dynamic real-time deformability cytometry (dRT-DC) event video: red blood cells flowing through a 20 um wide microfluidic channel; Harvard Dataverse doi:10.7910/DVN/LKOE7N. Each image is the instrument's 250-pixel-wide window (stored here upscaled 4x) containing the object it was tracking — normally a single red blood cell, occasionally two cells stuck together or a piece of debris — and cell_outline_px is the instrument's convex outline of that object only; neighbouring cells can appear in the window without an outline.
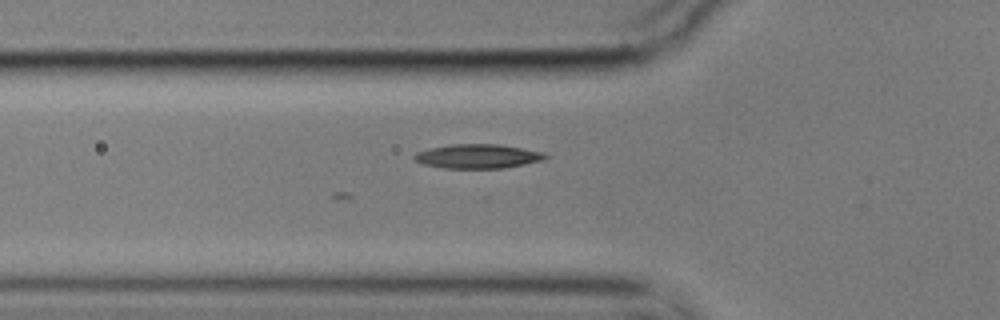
{"species": "common noctule bat (a hibernating species)", "species_latin": "Nyctalus noctula", "temperature_condition": "cold", "stored_images_in_passage": 35, "camera_frame_rate_fps": 3000, "um_per_image_px": 0.085, "animal": {"sex": "male", "body_mass_g": 17.9}, "frame": {"image": 1, "passage_image": 4, "time_ms": 1.0, "image_size_px": [1000, 320], "cell_outline_px": [[548, 156], [544, 160], [504, 168], [444, 168], [424, 164], [416, 160], [412, 156], [416, 152], [428, 148], [452, 144], [500, 144], [548, 152]], "centroid_in_image_um": [40.66, 13.27], "position_along_channel_um": 85.1, "area_um2": 18.67}}
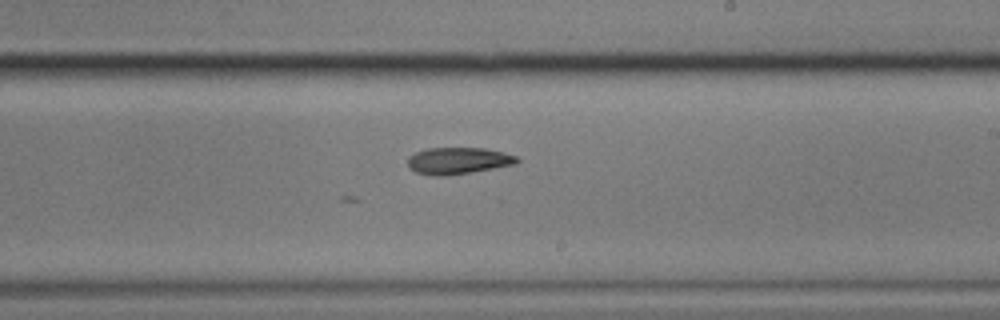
{"frame": {"image": 2, "passage_image": 18, "time_ms": 5.667, "image_size_px": [1000, 320], "cell_outline_px": [[520, 160], [516, 164], [472, 172], [448, 176], [432, 176], [416, 172], [408, 168], [408, 156], [416, 152], [428, 148], [484, 148], [504, 152], [516, 156]], "centroid_in_image_um": [38.93, 13.67], "position_along_channel_um": 250.1, "area_um2": 17.17}}
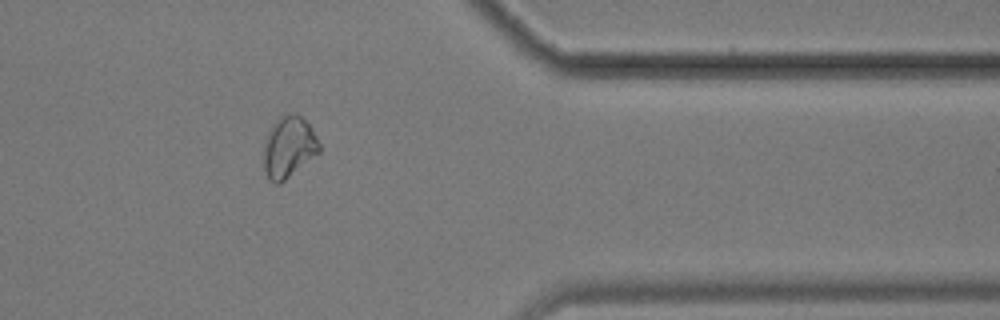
{"frame": {"image": 3, "passage_image": 31, "time_ms": 10.0, "image_size_px": [1000, 320], "cell_outline_px": [[320, 152], [280, 184], [276, 184], [268, 180], [264, 168], [264, 140], [272, 124], [280, 116], [288, 112], [296, 112], [312, 128], [320, 144]], "centroid_in_image_um": [24.53, 12.49], "position_along_channel_um": 386.9, "area_um2": 20.06}}